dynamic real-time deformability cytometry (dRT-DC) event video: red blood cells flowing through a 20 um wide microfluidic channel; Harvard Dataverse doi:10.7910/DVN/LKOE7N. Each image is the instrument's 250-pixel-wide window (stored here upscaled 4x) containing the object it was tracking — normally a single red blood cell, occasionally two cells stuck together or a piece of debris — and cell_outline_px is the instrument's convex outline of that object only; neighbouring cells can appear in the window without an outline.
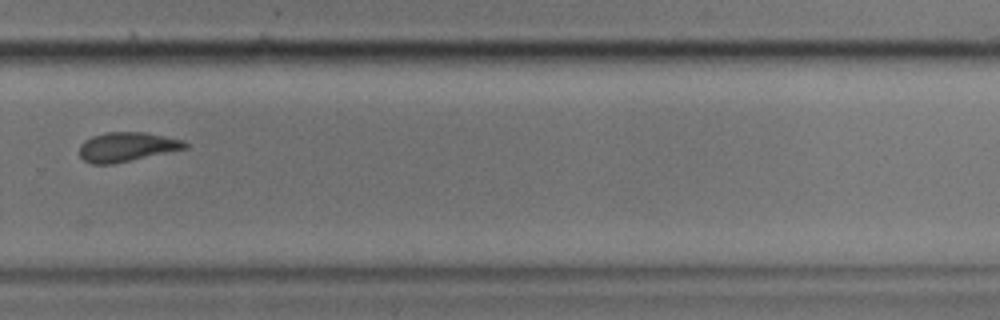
{"species": "common noctule bat (a hibernating species)", "species_latin": "Nyctalus noctula", "temperature_condition": "cold", "stored_images_in_passage": 15, "camera_frame_rate_fps": 3000, "um_per_image_px": 0.085, "animal": {"sex": "male", "body_mass_g": 17.9}, "frame": {"image": 1, "passage_image": 10, "time_ms": 3.0, "image_size_px": [1000, 320], "cell_outline_px": [[188, 148], [112, 164], [92, 164], [84, 160], [80, 156], [80, 144], [84, 140], [92, 136], [108, 132], [144, 132], [184, 140], [188, 144]], "centroid_in_image_um": [10.78, 12.48], "position_along_channel_um": 319.0, "area_um2": 17.98}}